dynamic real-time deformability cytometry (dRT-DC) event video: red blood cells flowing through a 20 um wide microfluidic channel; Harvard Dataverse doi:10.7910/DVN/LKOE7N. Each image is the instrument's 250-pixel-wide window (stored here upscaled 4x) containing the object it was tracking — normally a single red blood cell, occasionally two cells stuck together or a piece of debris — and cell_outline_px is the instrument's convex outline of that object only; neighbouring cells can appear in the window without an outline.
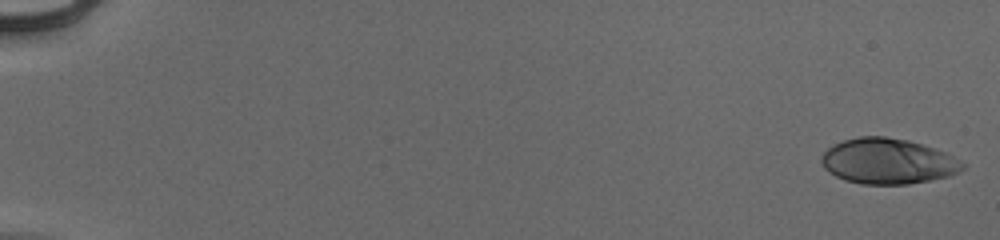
{"species": "human", "species_latin": "Homo sapiens", "temperature_condition": "cold", "stored_images_in_passage": 54, "camera_frame_rate_fps": 3000, "um_per_image_px": 0.085, "donor": {"sex": "male"}, "frame": {"image": 1, "passage_image": 1, "time_ms": 0.0, "image_size_px": [1000, 240], "cell_outline_px": [[964, 168], [960, 172], [948, 176], [908, 184], [860, 184], [844, 180], [828, 172], [820, 164], [820, 156], [828, 148], [844, 140], [860, 136], [884, 136], [908, 140], [944, 152], [960, 160], [964, 164]], "centroid_in_image_um": [75.43, 13.71], "position_along_channel_um": 9.6, "area_um2": 37.34}}
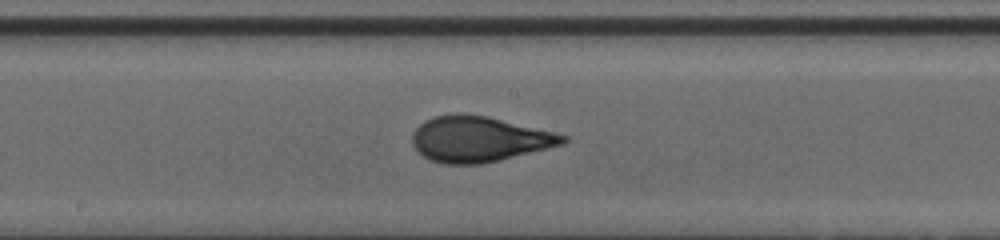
{"frame": {"image": 2, "passage_image": 31, "time_ms": 10.0, "image_size_px": [1000, 240], "cell_outline_px": [[568, 140], [564, 144], [500, 160], [480, 164], [444, 164], [428, 160], [412, 144], [412, 132], [424, 120], [432, 116], [456, 112], [460, 112], [488, 116], [568, 136]], "centroid_in_image_um": [40.67, 11.81], "position_along_channel_um": 207.5, "area_um2": 40.11}}
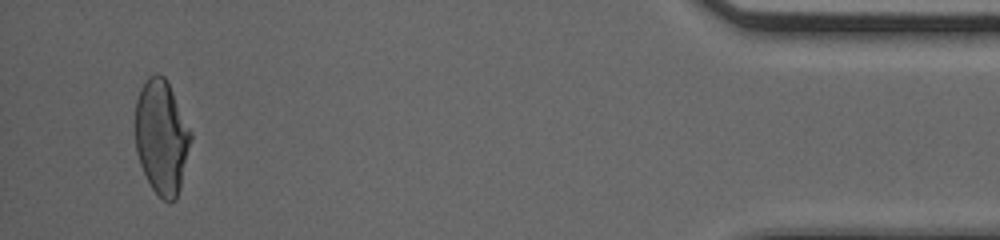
{"frame": {"image": 3, "passage_image": 52, "time_ms": 17.0, "image_size_px": [1000, 240], "cell_outline_px": [[192, 140], [180, 188], [176, 200], [168, 204], [152, 188], [140, 164], [136, 152], [136, 100], [140, 88], [148, 76], [156, 72], [164, 76], [192, 132]], "centroid_in_image_um": [13.74, 11.66], "position_along_channel_um": 421.5, "area_um2": 36.93}, "authors_computed_cell_mechanics": {"area_um2": 38.3792, "velocity_mm_per_s": 3.9681, "shape_relaxation_time_tau1_ms": 5.2336, "shape_relaxation_time_tau2_ms": null, "deformation_change_tau1": 0.2076, "deformation_change_tau2": null}}